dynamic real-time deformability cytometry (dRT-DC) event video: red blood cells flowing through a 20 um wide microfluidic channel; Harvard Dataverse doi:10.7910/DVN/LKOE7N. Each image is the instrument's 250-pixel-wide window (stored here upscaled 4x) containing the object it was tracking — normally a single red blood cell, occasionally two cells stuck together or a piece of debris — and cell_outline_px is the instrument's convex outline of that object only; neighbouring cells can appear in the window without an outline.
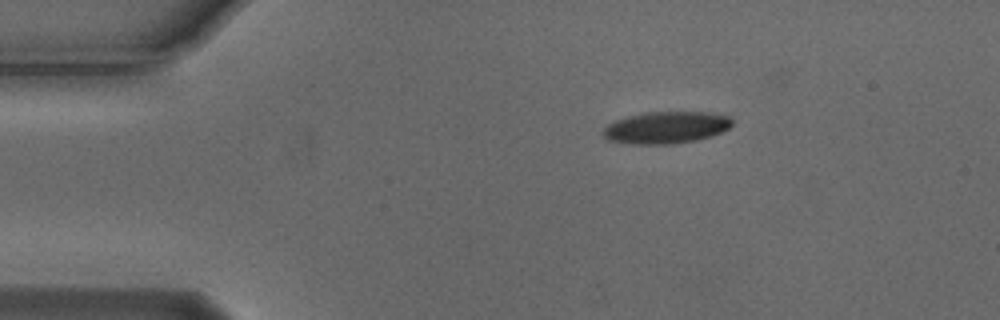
{"species": "Egyptian fruit bat (a non-hibernating species)", "species_latin": "Rousettus aegyptiacus", "temperature_condition": "cold", "stored_images_in_passage": 39, "camera_frame_rate_fps": 3000, "um_per_image_px": 0.085, "animal": {"sex": "male"}, "frame": {"image": 1, "passage_image": 1, "time_ms": 0.0, "image_size_px": [1000, 320], "cell_outline_px": [[732, 124], [728, 128], [720, 132], [696, 140], [668, 144], [632, 144], [608, 140], [604, 136], [604, 128], [608, 124], [616, 120], [628, 116], [644, 112], [708, 112], [728, 116], [732, 120]], "centroid_in_image_um": [56.6, 10.83], "position_along_channel_um": 28.4, "area_um2": 23.76}}
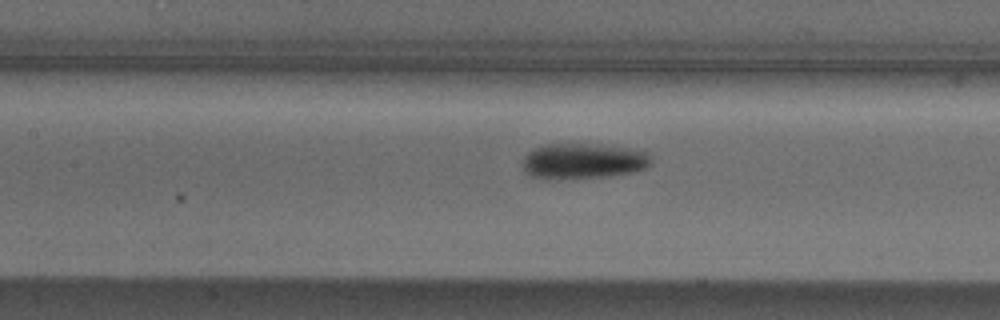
{"frame": {"image": 2, "passage_image": 16, "time_ms": 5.0, "image_size_px": [1000, 320], "cell_outline_px": [[652, 164], [648, 168], [632, 172], [608, 176], [556, 180], [528, 176], [524, 172], [524, 156], [532, 148], [544, 144], [600, 144], [628, 148], [648, 152], [652, 156]], "centroid_in_image_um": [49.58, 13.69], "position_along_channel_um": 157.8, "area_um2": 27.17}}
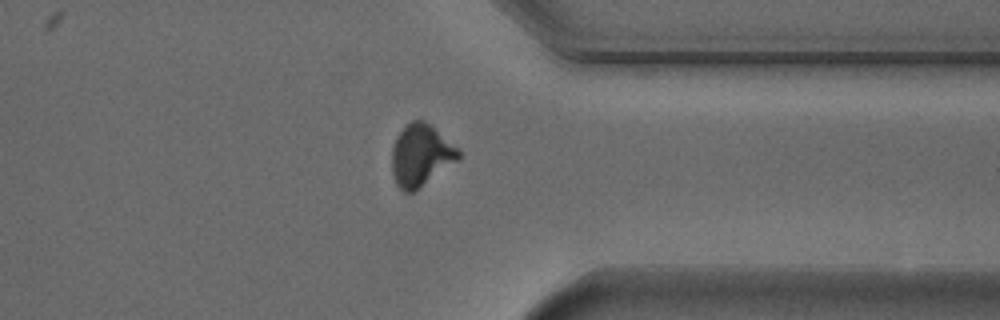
{"frame": {"image": 3, "passage_image": 34, "time_ms": 11.0, "image_size_px": [1000, 320], "cell_outline_px": [[460, 160], [412, 192], [404, 192], [396, 184], [392, 172], [392, 148], [396, 136], [412, 120], [424, 120], [456, 148], [460, 152]], "centroid_in_image_um": [35.75, 13.22], "position_along_channel_um": 375.7, "area_um2": 23.52}, "authors_computed_cell_mechanics": {"area_um2": 25.721, "velocity_mm_per_s": 3.7239, "shape_relaxation_time_tau1_ms": 2.8408, "shape_relaxation_time_tau2_ms": 6.0924, "deformation_change_tau1": 0.136, "deformation_change_tau2": 0.1136}}